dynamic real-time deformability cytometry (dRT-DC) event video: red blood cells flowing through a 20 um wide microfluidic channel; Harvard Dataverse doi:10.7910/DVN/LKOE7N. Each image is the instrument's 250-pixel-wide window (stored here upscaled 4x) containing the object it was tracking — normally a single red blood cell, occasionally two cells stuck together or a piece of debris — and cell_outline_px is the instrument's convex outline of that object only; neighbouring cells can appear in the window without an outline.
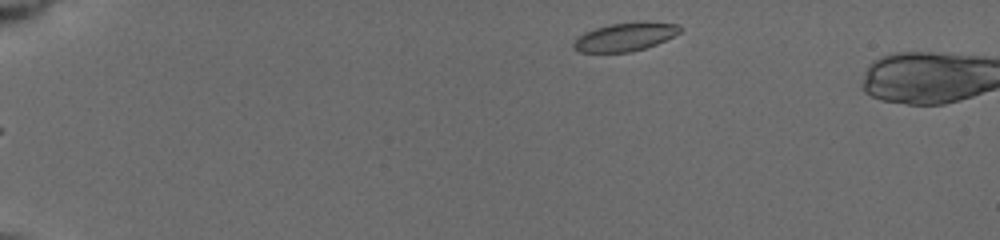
{"species": "common noctule bat (a hibernating species)", "species_latin": "Nyctalus noctula", "temperature_condition": "cold", "stored_images_in_passage": 4, "camera_frame_rate_fps": 3000, "um_per_image_px": 0.085, "animal": {"sex": "female", "body_mass_g": 19.5, "forearm_length_mm": 54.1}, "frame": {"image": 1, "passage_image": 1, "time_ms": 0.0, "image_size_px": [1000, 240], "cell_outline_px": [[684, 28], [680, 32], [656, 44], [632, 52], [580, 52], [572, 48], [572, 44], [584, 32], [596, 28], [612, 24], [644, 20], [648, 20], [680, 24]], "centroid_in_image_um": [53.19, 3.11], "position_along_channel_um": 31.8, "area_um2": 17.8}}